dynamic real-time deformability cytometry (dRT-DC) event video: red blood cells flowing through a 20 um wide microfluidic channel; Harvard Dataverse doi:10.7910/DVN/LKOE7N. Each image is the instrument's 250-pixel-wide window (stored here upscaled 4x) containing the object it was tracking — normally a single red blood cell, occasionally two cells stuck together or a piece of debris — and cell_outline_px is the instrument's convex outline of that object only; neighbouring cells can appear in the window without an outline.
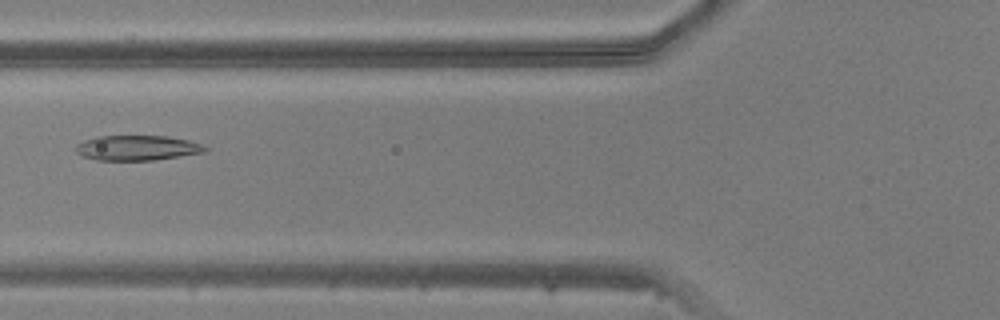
{"species": "common noctule bat (a hibernating species)", "species_latin": "Nyctalus noctula", "temperature_condition": "warm", "stored_images_in_passage": 49, "camera_frame_rate_fps": 3000, "um_per_image_px": 0.085, "animal": {"sex": "male", "body_mass_g": 20.5, "forearm_length_mm": 52.5}, "frame": {"image": 1, "passage_image": 19, "time_ms": 6.0, "image_size_px": [1000, 320], "cell_outline_px": [[208, 148], [204, 152], [180, 156], [152, 160], [96, 160], [84, 156], [76, 152], [76, 144], [84, 140], [96, 136], [168, 136], [188, 140], [204, 144]], "centroid_in_image_um": [11.67, 12.56], "position_along_channel_um": 114.1, "area_um2": 18.84}}
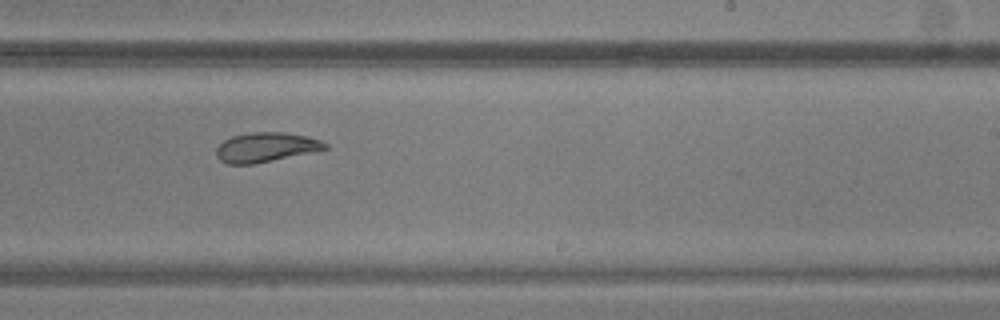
{"frame": {"image": 2, "passage_image": 30, "time_ms": 9.667, "image_size_px": [1000, 320], "cell_outline_px": [[328, 148], [272, 160], [252, 164], [228, 164], [220, 160], [216, 156], [216, 148], [224, 140], [232, 136], [252, 132], [284, 132], [304, 136], [320, 140], [328, 144]], "centroid_in_image_um": [22.55, 12.51], "position_along_channel_um": 266.5, "area_um2": 18.38}}
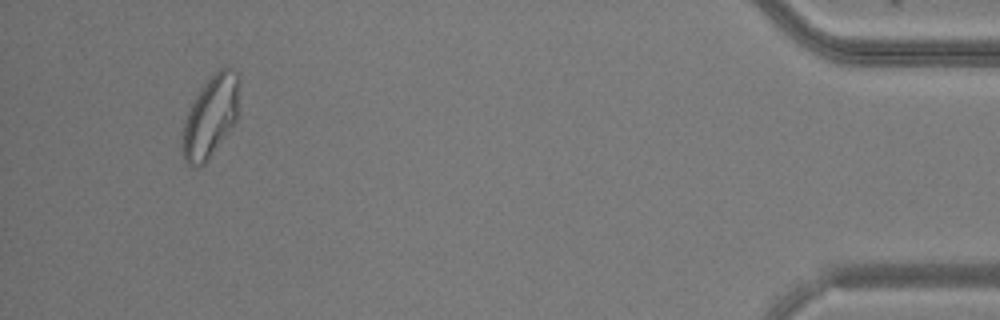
{"frame": {"image": 3, "passage_image": 46, "time_ms": 15.0, "image_size_px": [1000, 320], "cell_outline_px": [[240, 80], [236, 120], [208, 160], [200, 168], [196, 168], [188, 164], [184, 160], [180, 144], [180, 140], [184, 120], [188, 108], [196, 92], [220, 68], [228, 64], [236, 72]], "centroid_in_image_um": [17.86, 9.91], "position_along_channel_um": 417.3, "area_um2": 27.57}}